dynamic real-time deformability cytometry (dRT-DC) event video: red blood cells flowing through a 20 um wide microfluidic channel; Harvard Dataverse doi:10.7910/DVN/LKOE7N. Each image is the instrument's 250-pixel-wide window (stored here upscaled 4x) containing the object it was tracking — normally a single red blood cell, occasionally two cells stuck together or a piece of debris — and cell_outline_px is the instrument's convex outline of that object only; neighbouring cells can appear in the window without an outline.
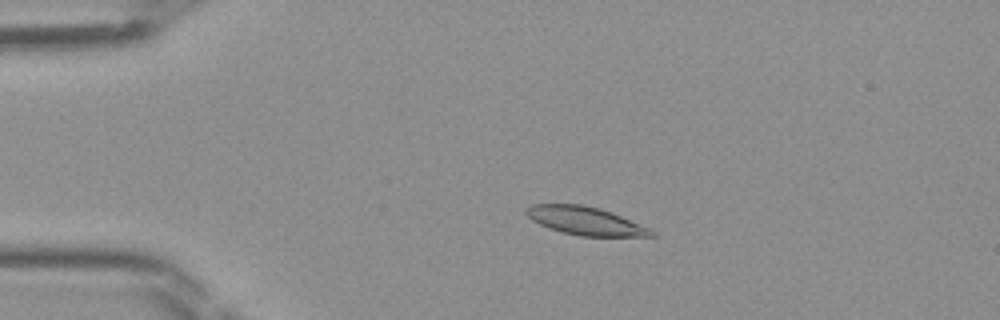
{"species": "Egyptian fruit bat (a non-hibernating species)", "species_latin": "Rousettus aegyptiacus", "temperature_condition": "room temperature", "stored_images_in_passage": 48, "camera_frame_rate_fps": 3000, "um_per_image_px": 0.085, "frame": {"image": 1, "passage_image": 11, "time_ms": 3.333, "image_size_px": [1000, 320], "cell_outline_px": [[656, 236], [580, 236], [548, 228], [532, 220], [524, 212], [532, 204], [584, 204], [600, 208], [612, 212], [652, 228], [656, 232]], "centroid_in_image_um": [49.82, 18.77], "position_along_channel_um": 35.2, "area_um2": 20.69}}
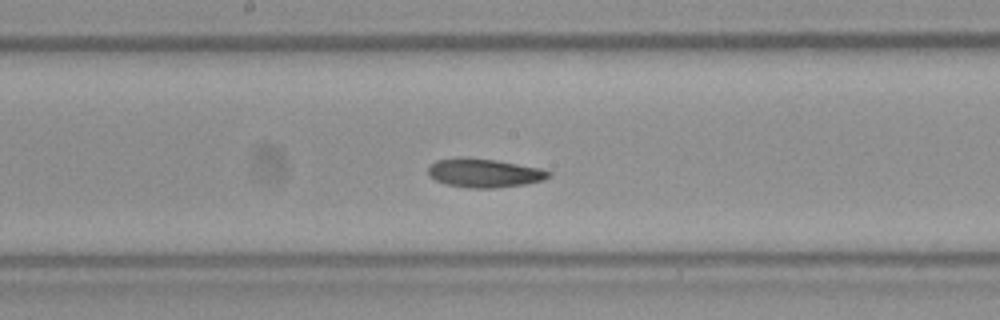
{"frame": {"image": 2, "passage_image": 26, "time_ms": 8.333, "image_size_px": [1000, 320], "cell_outline_px": [[552, 176], [544, 180], [524, 184], [492, 188], [468, 188], [444, 184], [428, 176], [428, 168], [436, 160], [456, 156], [464, 156], [496, 160], [540, 168], [552, 172]], "centroid_in_image_um": [41.13, 14.69], "position_along_channel_um": 207.1, "area_um2": 20.52}}
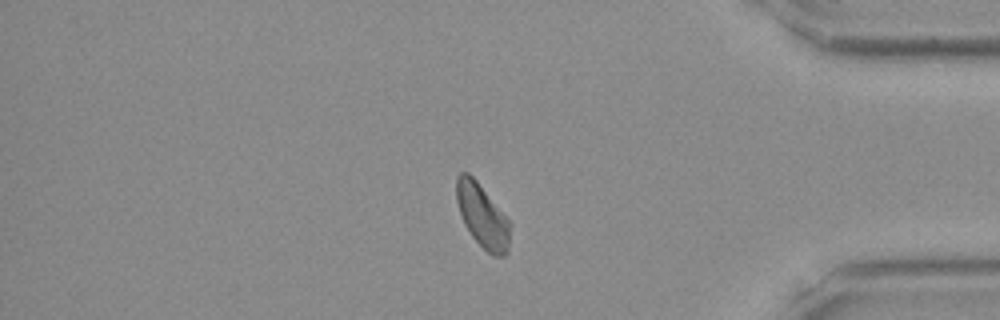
{"frame": {"image": 3, "passage_image": 41, "time_ms": 13.333, "image_size_px": [1000, 320], "cell_outline_px": [[512, 224], [508, 252], [504, 256], [492, 256], [472, 236], [464, 224], [456, 200], [456, 176], [460, 172], [468, 172], [476, 180]], "centroid_in_image_um": [41.01, 18.36], "position_along_channel_um": 394.2, "area_um2": 19.83}}